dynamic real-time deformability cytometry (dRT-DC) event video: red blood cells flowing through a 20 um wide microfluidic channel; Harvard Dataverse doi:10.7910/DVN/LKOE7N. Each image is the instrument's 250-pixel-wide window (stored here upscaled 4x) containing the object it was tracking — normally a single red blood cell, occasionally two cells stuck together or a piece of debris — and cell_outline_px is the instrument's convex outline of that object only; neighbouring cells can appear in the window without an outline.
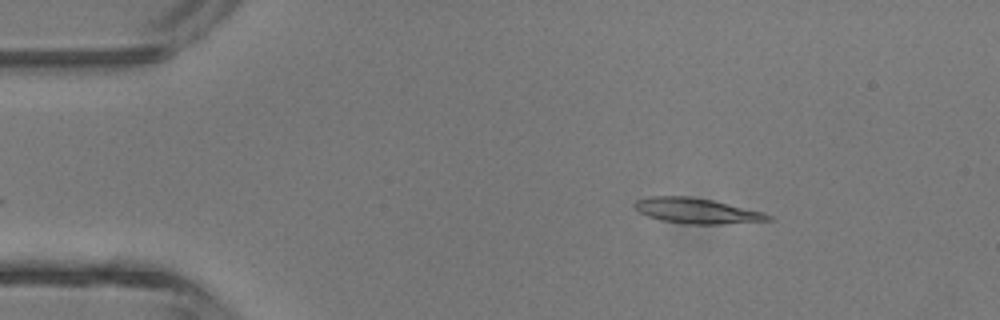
{"species": "common noctule bat (a hibernating species)", "species_latin": "Nyctalus noctula", "temperature_condition": "room temperature", "stored_images_in_passage": 3, "camera_frame_rate_fps": 3000, "um_per_image_px": 0.085, "animal": {"sex": "male", "body_mass_g": 13.3}, "frame": {"image": 1, "passage_image": 1, "time_ms": 0.0, "image_size_px": [1000, 320], "cell_outline_px": [[776, 220], [720, 224], [684, 224], [660, 220], [648, 216], [640, 212], [632, 204], [636, 200], [648, 196], [688, 196], [712, 200], [764, 212], [772, 216]], "centroid_in_image_um": [59.23, 17.92], "position_along_channel_um": 25.8, "area_um2": 19.83}}
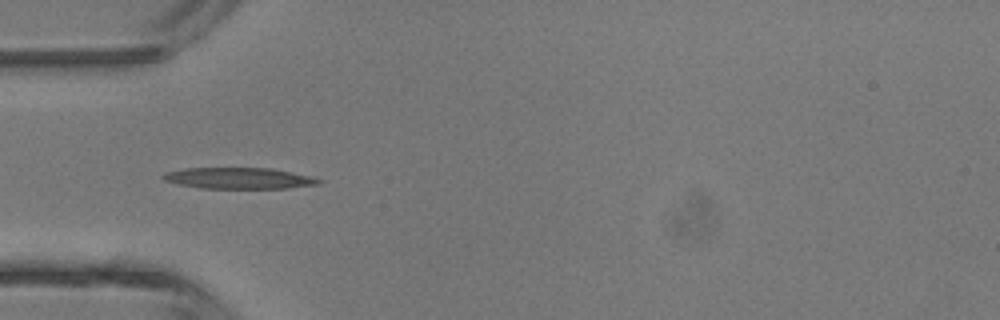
{"frame": {"image": 2, "passage_image": 3, "time_ms": 2.333, "image_size_px": [1000, 320], "cell_outline_px": [[324, 180], [320, 184], [288, 188], [200, 188], [180, 184], [164, 180], [160, 176], [164, 172], [184, 168], [272, 168], [312, 176]], "centroid_in_image_um": [20.33, 15.14], "position_along_channel_um": 64.7, "area_um2": 19.31}}